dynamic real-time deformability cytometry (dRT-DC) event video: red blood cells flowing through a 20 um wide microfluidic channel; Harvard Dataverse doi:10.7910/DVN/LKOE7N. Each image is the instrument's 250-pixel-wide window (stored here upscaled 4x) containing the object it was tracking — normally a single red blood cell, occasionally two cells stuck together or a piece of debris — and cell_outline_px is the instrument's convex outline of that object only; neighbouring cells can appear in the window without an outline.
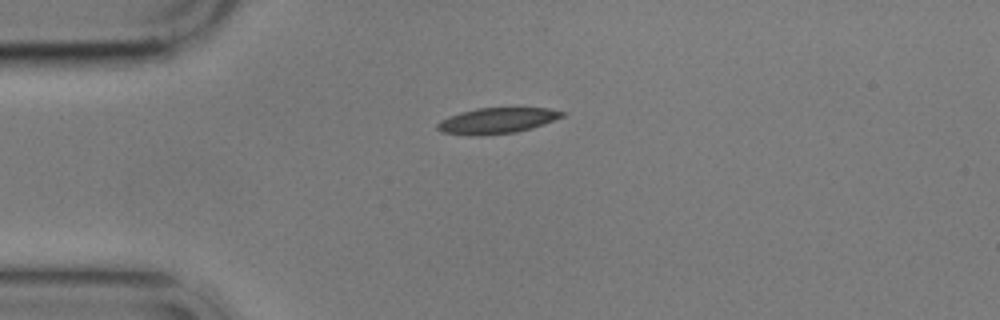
{"species": "common noctule bat (a hibernating species)", "species_latin": "Nyctalus noctula", "temperature_condition": "cold", "stored_images_in_passage": 3, "camera_frame_rate_fps": 3000, "um_per_image_px": 0.085, "animal": {"sex": "male", "body_mass_g": 17.9}, "frame": {"image": 1, "passage_image": 1, "time_ms": 0.0, "image_size_px": [1000, 320], "cell_outline_px": [[568, 112], [564, 116], [532, 128], [516, 132], [480, 136], [472, 136], [440, 132], [436, 128], [436, 124], [440, 120], [460, 112], [476, 108], [548, 108]], "centroid_in_image_um": [42.22, 10.26], "position_along_channel_um": 42.8, "area_um2": 18.9}}
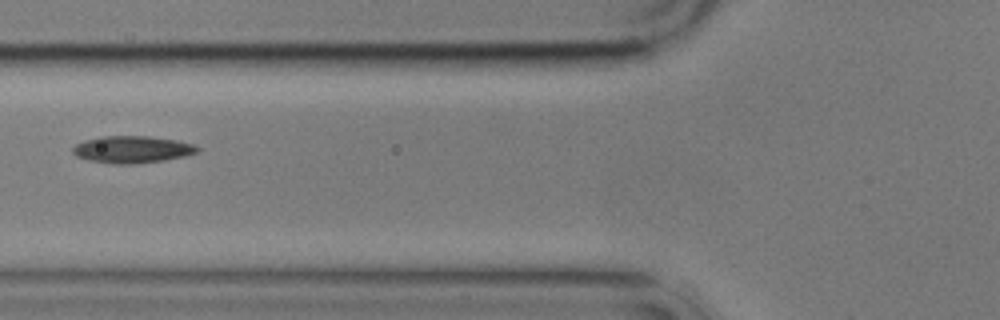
{"frame": {"image": 2, "passage_image": 3, "time_ms": 2.667, "image_size_px": [1000, 320], "cell_outline_px": [[200, 148], [196, 152], [184, 156], [164, 160], [132, 164], [116, 164], [88, 160], [76, 156], [72, 152], [72, 148], [76, 144], [84, 140], [100, 136], [148, 136], [176, 140], [192, 144]], "centroid_in_image_um": [11.19, 12.7], "position_along_channel_um": 114.6, "area_um2": 19.54}}